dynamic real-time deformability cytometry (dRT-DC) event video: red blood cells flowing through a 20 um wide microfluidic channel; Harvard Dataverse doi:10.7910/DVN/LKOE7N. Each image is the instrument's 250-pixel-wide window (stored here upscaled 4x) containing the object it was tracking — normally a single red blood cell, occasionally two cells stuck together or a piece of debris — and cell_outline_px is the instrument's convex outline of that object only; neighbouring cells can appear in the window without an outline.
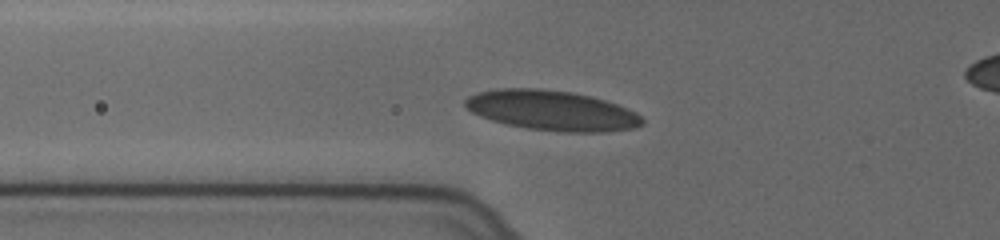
{"species": "human", "species_latin": "Homo sapiens", "temperature_condition": "cold", "stored_images_in_passage": 8, "camera_frame_rate_fps": 3000, "um_per_image_px": 0.085, "donor": {"sex": "female"}, "frame": {"image": 1, "passage_image": 6, "time_ms": 1.667, "image_size_px": [1000, 240], "cell_outline_px": [[644, 124], [632, 128], [604, 132], [560, 132], [528, 128], [504, 124], [480, 116], [472, 112], [464, 104], [464, 100], [468, 96], [480, 92], [496, 88], [540, 88], [572, 92], [604, 100], [616, 104], [636, 112], [644, 120]], "centroid_in_image_um": [46.89, 9.39], "position_along_channel_um": 78.9, "area_um2": 41.21}}
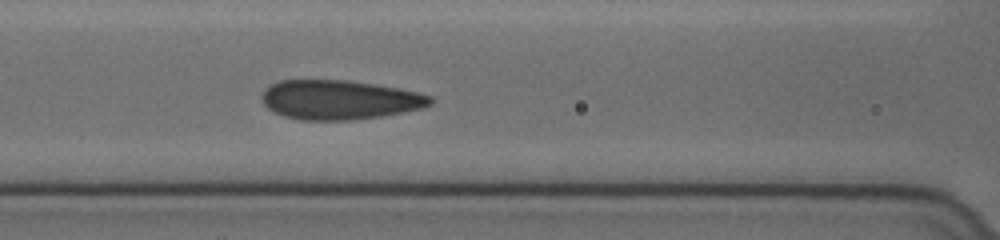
{"frame": {"image": 2, "passage_image": 8, "time_ms": 2.333, "image_size_px": [1000, 240], "cell_outline_px": [[432, 104], [424, 108], [380, 116], [352, 120], [300, 120], [284, 116], [268, 108], [264, 104], [260, 96], [272, 84], [280, 80], [348, 80], [400, 88], [432, 96]], "centroid_in_image_um": [28.87, 8.48], "position_along_channel_um": 137.7, "area_um2": 38.55}}